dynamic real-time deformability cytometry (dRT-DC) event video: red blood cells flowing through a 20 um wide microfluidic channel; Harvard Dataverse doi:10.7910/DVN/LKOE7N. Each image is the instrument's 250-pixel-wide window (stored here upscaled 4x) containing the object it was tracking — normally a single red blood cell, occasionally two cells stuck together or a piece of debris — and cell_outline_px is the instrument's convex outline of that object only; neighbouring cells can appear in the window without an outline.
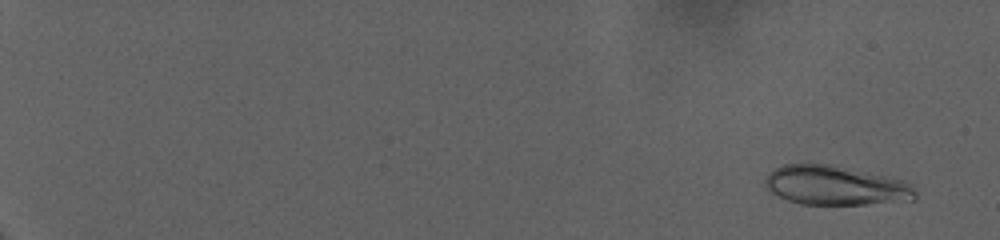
{"species": "human", "species_latin": "Homo sapiens", "temperature_condition": "warm", "stored_images_in_passage": 85, "camera_frame_rate_fps": 3000, "um_per_image_px": 0.085, "donor": {"sex": "female"}, "frame": {"image": 1, "passage_image": 6, "time_ms": 1.667, "image_size_px": [1000, 240], "cell_outline_px": [[916, 200], [864, 204], [800, 204], [788, 200], [768, 192], [764, 188], [764, 180], [768, 172], [784, 164], [832, 164], [888, 176], [904, 180], [912, 184], [916, 192]], "centroid_in_image_um": [71.01, 15.76], "position_along_channel_um": 14.0, "area_um2": 34.85}}
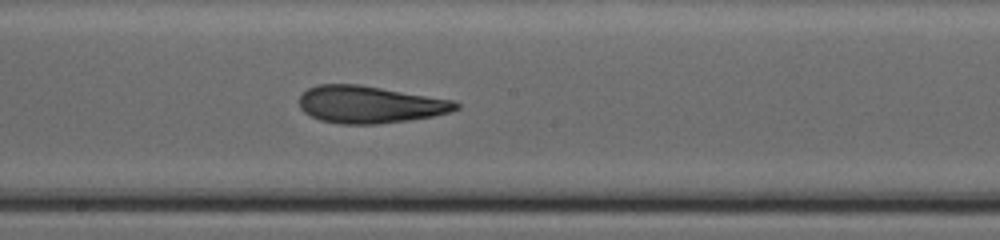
{"frame": {"image": 2, "passage_image": 54, "time_ms": 17.667, "image_size_px": [1000, 240], "cell_outline_px": [[460, 108], [448, 112], [432, 116], [408, 120], [376, 124], [340, 124], [320, 120], [304, 112], [300, 108], [300, 96], [308, 88], [316, 84], [360, 84], [456, 100], [460, 104]], "centroid_in_image_um": [31.45, 8.87], "position_along_channel_um": 216.8, "area_um2": 34.1}}
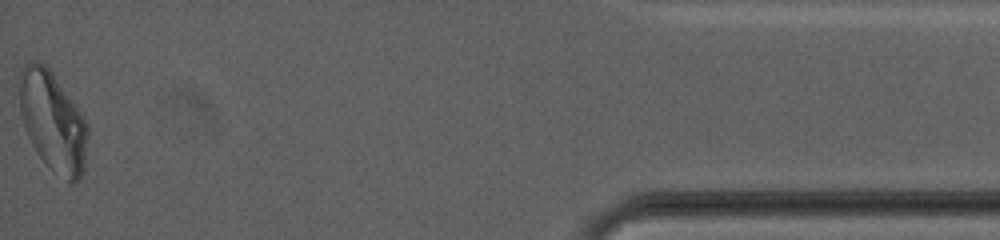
{"frame": {"image": 3, "passage_image": 85, "time_ms": 28.0, "image_size_px": [1000, 240], "cell_outline_px": [[88, 136], [84, 168], [80, 180], [72, 184], [68, 184], [36, 152], [24, 128], [20, 112], [16, 80], [16, 76], [24, 60], [36, 60], [44, 64], [52, 72], [80, 112], [88, 124]], "centroid_in_image_um": [4.43, 10.26], "position_along_channel_um": 430.8, "area_um2": 40.4}, "authors_computed_cell_mechanics": {"area_um2": 34.5066, "velocity_mm_per_s": 2.687, "shape_relaxation_time_tau1_ms": null, "shape_relaxation_time_tau2_ms": 2.4757, "deformation_change_tau1": null, "deformation_change_tau2": 0.0876}}